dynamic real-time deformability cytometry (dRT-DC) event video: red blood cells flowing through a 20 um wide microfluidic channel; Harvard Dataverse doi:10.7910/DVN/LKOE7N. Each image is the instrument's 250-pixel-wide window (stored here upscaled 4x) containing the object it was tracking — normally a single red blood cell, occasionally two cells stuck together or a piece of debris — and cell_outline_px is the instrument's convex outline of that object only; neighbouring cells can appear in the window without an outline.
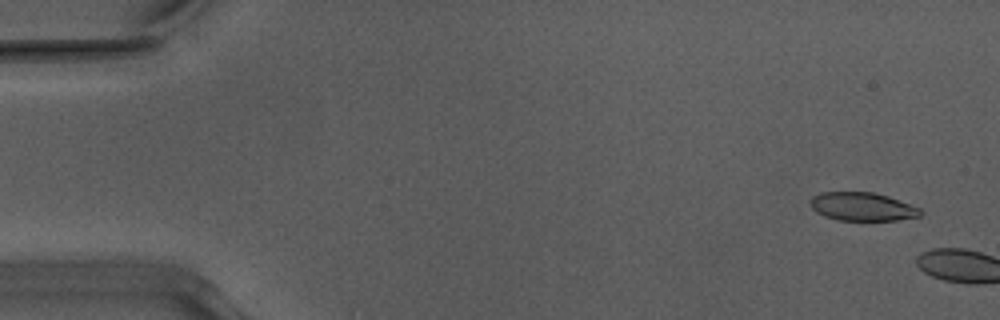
{"species": "Egyptian fruit bat (a non-hibernating species)", "species_latin": "Rousettus aegyptiacus", "temperature_condition": "warm", "stored_images_in_passage": 5, "camera_frame_rate_fps": 3000, "um_per_image_px": 0.085, "animal": {"sex": "male"}, "frame": {"image": 1, "passage_image": 3, "time_ms": 0.667, "image_size_px": [1000, 320], "cell_outline_px": [[924, 212], [920, 216], [896, 220], [836, 220], [824, 216], [816, 212], [812, 208], [812, 196], [820, 192], [872, 192], [888, 196], [920, 208]], "centroid_in_image_um": [73.31, 17.56], "position_along_channel_um": 11.7, "area_um2": 18.15}}